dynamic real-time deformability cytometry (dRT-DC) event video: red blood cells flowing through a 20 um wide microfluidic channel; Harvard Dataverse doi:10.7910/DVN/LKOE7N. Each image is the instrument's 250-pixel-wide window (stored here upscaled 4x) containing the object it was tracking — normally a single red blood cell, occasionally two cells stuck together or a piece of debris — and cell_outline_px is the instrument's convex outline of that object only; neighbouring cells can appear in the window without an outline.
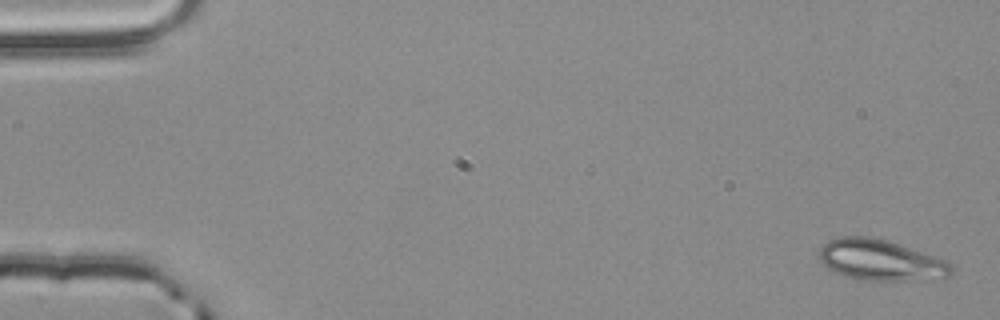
{"species": "common noctule bat (a hibernating species)", "species_latin": "Nyctalus noctula", "temperature_condition": "room temperature", "stored_images_in_passage": 4, "camera_frame_rate_fps": 3000, "um_per_image_px": 0.085, "animal": {"sex": "male", "body_mass_g": 20.4}, "frame": {"image": 1, "passage_image": 1, "time_ms": 0.0, "image_size_px": [1000, 320], "cell_outline_px": [[952, 272], [948, 276], [920, 280], [852, 280], [828, 268], [820, 260], [820, 248], [828, 240], [840, 236], [868, 236], [888, 240], [900, 244], [944, 260], [952, 264]], "centroid_in_image_um": [74.82, 22.11], "position_along_channel_um": 10.2, "area_um2": 31.39}}